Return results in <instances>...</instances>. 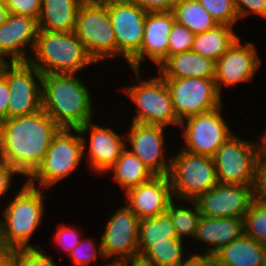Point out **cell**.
Masks as SVG:
<instances>
[{
  "instance_id": "6da1fadb",
  "label": "cell",
  "mask_w": 266,
  "mask_h": 266,
  "mask_svg": "<svg viewBox=\"0 0 266 266\" xmlns=\"http://www.w3.org/2000/svg\"><path fill=\"white\" fill-rule=\"evenodd\" d=\"M59 129L42 109L0 122V160L28 179L41 165Z\"/></svg>"
},
{
  "instance_id": "7a4b0ae2",
  "label": "cell",
  "mask_w": 266,
  "mask_h": 266,
  "mask_svg": "<svg viewBox=\"0 0 266 266\" xmlns=\"http://www.w3.org/2000/svg\"><path fill=\"white\" fill-rule=\"evenodd\" d=\"M78 74L42 76V110L60 128L78 129L94 121L91 91Z\"/></svg>"
},
{
  "instance_id": "3957f363",
  "label": "cell",
  "mask_w": 266,
  "mask_h": 266,
  "mask_svg": "<svg viewBox=\"0 0 266 266\" xmlns=\"http://www.w3.org/2000/svg\"><path fill=\"white\" fill-rule=\"evenodd\" d=\"M44 190L30 185L26 180L21 183L13 198H10L0 217V244L13 250L41 248L32 245L31 238L42 224L46 207Z\"/></svg>"
},
{
  "instance_id": "277c9868",
  "label": "cell",
  "mask_w": 266,
  "mask_h": 266,
  "mask_svg": "<svg viewBox=\"0 0 266 266\" xmlns=\"http://www.w3.org/2000/svg\"><path fill=\"white\" fill-rule=\"evenodd\" d=\"M29 63L43 75L78 74L97 64L74 32L38 30Z\"/></svg>"
},
{
  "instance_id": "5b68a950",
  "label": "cell",
  "mask_w": 266,
  "mask_h": 266,
  "mask_svg": "<svg viewBox=\"0 0 266 266\" xmlns=\"http://www.w3.org/2000/svg\"><path fill=\"white\" fill-rule=\"evenodd\" d=\"M141 71L133 70L135 85L120 88L136 106L131 122L179 128L181 122L174 111L166 81L158 73L143 79Z\"/></svg>"
},
{
  "instance_id": "8992f818",
  "label": "cell",
  "mask_w": 266,
  "mask_h": 266,
  "mask_svg": "<svg viewBox=\"0 0 266 266\" xmlns=\"http://www.w3.org/2000/svg\"><path fill=\"white\" fill-rule=\"evenodd\" d=\"M83 159V142L78 129L60 128L41 165L25 180L33 187L51 190L49 188L74 173Z\"/></svg>"
},
{
  "instance_id": "52a82bcc",
  "label": "cell",
  "mask_w": 266,
  "mask_h": 266,
  "mask_svg": "<svg viewBox=\"0 0 266 266\" xmlns=\"http://www.w3.org/2000/svg\"><path fill=\"white\" fill-rule=\"evenodd\" d=\"M74 33L96 63L117 58L112 21L102 0H85L80 5Z\"/></svg>"
},
{
  "instance_id": "ba28073f",
  "label": "cell",
  "mask_w": 266,
  "mask_h": 266,
  "mask_svg": "<svg viewBox=\"0 0 266 266\" xmlns=\"http://www.w3.org/2000/svg\"><path fill=\"white\" fill-rule=\"evenodd\" d=\"M172 152L169 179L173 198L195 200L218 184L212 157L197 155L180 148Z\"/></svg>"
},
{
  "instance_id": "9c48e42d",
  "label": "cell",
  "mask_w": 266,
  "mask_h": 266,
  "mask_svg": "<svg viewBox=\"0 0 266 266\" xmlns=\"http://www.w3.org/2000/svg\"><path fill=\"white\" fill-rule=\"evenodd\" d=\"M259 153L258 139L232 134L212 157L218 183L257 185Z\"/></svg>"
},
{
  "instance_id": "30bf717a",
  "label": "cell",
  "mask_w": 266,
  "mask_h": 266,
  "mask_svg": "<svg viewBox=\"0 0 266 266\" xmlns=\"http://www.w3.org/2000/svg\"><path fill=\"white\" fill-rule=\"evenodd\" d=\"M1 74L9 85L7 119L27 116L42 109L43 74L29 62L5 63Z\"/></svg>"
},
{
  "instance_id": "8fae6325",
  "label": "cell",
  "mask_w": 266,
  "mask_h": 266,
  "mask_svg": "<svg viewBox=\"0 0 266 266\" xmlns=\"http://www.w3.org/2000/svg\"><path fill=\"white\" fill-rule=\"evenodd\" d=\"M220 107L183 120L180 123L182 143L181 149L197 155L213 157L217 150L234 132L222 116Z\"/></svg>"
},
{
  "instance_id": "7c38bea8",
  "label": "cell",
  "mask_w": 266,
  "mask_h": 266,
  "mask_svg": "<svg viewBox=\"0 0 266 266\" xmlns=\"http://www.w3.org/2000/svg\"><path fill=\"white\" fill-rule=\"evenodd\" d=\"M163 79L170 91L173 108L180 122L189 117L212 111L225 101L216 87L214 78Z\"/></svg>"
},
{
  "instance_id": "4fadbf2b",
  "label": "cell",
  "mask_w": 266,
  "mask_h": 266,
  "mask_svg": "<svg viewBox=\"0 0 266 266\" xmlns=\"http://www.w3.org/2000/svg\"><path fill=\"white\" fill-rule=\"evenodd\" d=\"M108 7L117 43V59L129 63L140 51L147 11L130 0H102Z\"/></svg>"
},
{
  "instance_id": "5bb4252c",
  "label": "cell",
  "mask_w": 266,
  "mask_h": 266,
  "mask_svg": "<svg viewBox=\"0 0 266 266\" xmlns=\"http://www.w3.org/2000/svg\"><path fill=\"white\" fill-rule=\"evenodd\" d=\"M126 130V147L135 154L154 175H168L172 154L166 150V126L130 122ZM165 132V133H164ZM130 148H129V147Z\"/></svg>"
},
{
  "instance_id": "9a60e30c",
  "label": "cell",
  "mask_w": 266,
  "mask_h": 266,
  "mask_svg": "<svg viewBox=\"0 0 266 266\" xmlns=\"http://www.w3.org/2000/svg\"><path fill=\"white\" fill-rule=\"evenodd\" d=\"M101 233L103 253L108 261L119 262L125 258L138 255V237L140 219L126 205L115 209Z\"/></svg>"
},
{
  "instance_id": "2e32d148",
  "label": "cell",
  "mask_w": 266,
  "mask_h": 266,
  "mask_svg": "<svg viewBox=\"0 0 266 266\" xmlns=\"http://www.w3.org/2000/svg\"><path fill=\"white\" fill-rule=\"evenodd\" d=\"M93 122H88L78 128L83 142L84 156L87 155L85 156L87 166L92 172H95L94 175H107V171L126 148L125 132L122 136L121 133L114 131L116 129L113 127L110 128L107 125L103 127ZM88 135L90 138L87 139Z\"/></svg>"
},
{
  "instance_id": "e0dca14e",
  "label": "cell",
  "mask_w": 266,
  "mask_h": 266,
  "mask_svg": "<svg viewBox=\"0 0 266 266\" xmlns=\"http://www.w3.org/2000/svg\"><path fill=\"white\" fill-rule=\"evenodd\" d=\"M256 185L217 184L198 196L196 203L201 216L208 218H239L249 211L256 199Z\"/></svg>"
},
{
  "instance_id": "ac0fdd59",
  "label": "cell",
  "mask_w": 266,
  "mask_h": 266,
  "mask_svg": "<svg viewBox=\"0 0 266 266\" xmlns=\"http://www.w3.org/2000/svg\"><path fill=\"white\" fill-rule=\"evenodd\" d=\"M256 48L253 42L242 43L239 37L215 63L214 80L221 95L224 87L230 88L239 83L253 81L262 64Z\"/></svg>"
},
{
  "instance_id": "d6986e66",
  "label": "cell",
  "mask_w": 266,
  "mask_h": 266,
  "mask_svg": "<svg viewBox=\"0 0 266 266\" xmlns=\"http://www.w3.org/2000/svg\"><path fill=\"white\" fill-rule=\"evenodd\" d=\"M38 30L37 19L9 13L6 21L0 26V58L5 63L28 62Z\"/></svg>"
},
{
  "instance_id": "ffe728a7",
  "label": "cell",
  "mask_w": 266,
  "mask_h": 266,
  "mask_svg": "<svg viewBox=\"0 0 266 266\" xmlns=\"http://www.w3.org/2000/svg\"><path fill=\"white\" fill-rule=\"evenodd\" d=\"M173 12H147L144 39L139 53L127 64L132 70H142L148 59L156 68L168 56V35L175 22Z\"/></svg>"
},
{
  "instance_id": "44dd1931",
  "label": "cell",
  "mask_w": 266,
  "mask_h": 266,
  "mask_svg": "<svg viewBox=\"0 0 266 266\" xmlns=\"http://www.w3.org/2000/svg\"><path fill=\"white\" fill-rule=\"evenodd\" d=\"M124 197L123 203L126 202L139 219L163 214L173 199L169 176L155 175L148 182L127 190Z\"/></svg>"
},
{
  "instance_id": "7402d4cb",
  "label": "cell",
  "mask_w": 266,
  "mask_h": 266,
  "mask_svg": "<svg viewBox=\"0 0 266 266\" xmlns=\"http://www.w3.org/2000/svg\"><path fill=\"white\" fill-rule=\"evenodd\" d=\"M244 234V220L239 218H208L201 216L194 240L200 242L203 254H215ZM204 243V244H203ZM205 250V251H203Z\"/></svg>"
},
{
  "instance_id": "603a6c76",
  "label": "cell",
  "mask_w": 266,
  "mask_h": 266,
  "mask_svg": "<svg viewBox=\"0 0 266 266\" xmlns=\"http://www.w3.org/2000/svg\"><path fill=\"white\" fill-rule=\"evenodd\" d=\"M215 61L192 50L167 56L157 67L162 78H214Z\"/></svg>"
},
{
  "instance_id": "cb8c5ba5",
  "label": "cell",
  "mask_w": 266,
  "mask_h": 266,
  "mask_svg": "<svg viewBox=\"0 0 266 266\" xmlns=\"http://www.w3.org/2000/svg\"><path fill=\"white\" fill-rule=\"evenodd\" d=\"M85 0H41L39 30L74 32L77 13Z\"/></svg>"
},
{
  "instance_id": "d4e9b609",
  "label": "cell",
  "mask_w": 266,
  "mask_h": 266,
  "mask_svg": "<svg viewBox=\"0 0 266 266\" xmlns=\"http://www.w3.org/2000/svg\"><path fill=\"white\" fill-rule=\"evenodd\" d=\"M235 27L219 24L214 29L196 34L191 50L217 62L240 37Z\"/></svg>"
},
{
  "instance_id": "484cf974",
  "label": "cell",
  "mask_w": 266,
  "mask_h": 266,
  "mask_svg": "<svg viewBox=\"0 0 266 266\" xmlns=\"http://www.w3.org/2000/svg\"><path fill=\"white\" fill-rule=\"evenodd\" d=\"M110 172H113V181L119 184L124 193L130 188L148 182L155 176L127 147L122 151L114 165L107 171L108 174Z\"/></svg>"
},
{
  "instance_id": "4316f807",
  "label": "cell",
  "mask_w": 266,
  "mask_h": 266,
  "mask_svg": "<svg viewBox=\"0 0 266 266\" xmlns=\"http://www.w3.org/2000/svg\"><path fill=\"white\" fill-rule=\"evenodd\" d=\"M264 246L243 234L215 255L227 266H261Z\"/></svg>"
},
{
  "instance_id": "83f0119b",
  "label": "cell",
  "mask_w": 266,
  "mask_h": 266,
  "mask_svg": "<svg viewBox=\"0 0 266 266\" xmlns=\"http://www.w3.org/2000/svg\"><path fill=\"white\" fill-rule=\"evenodd\" d=\"M173 13L175 20L188 27L195 35L219 25L197 0H177Z\"/></svg>"
},
{
  "instance_id": "f1b7e54d",
  "label": "cell",
  "mask_w": 266,
  "mask_h": 266,
  "mask_svg": "<svg viewBox=\"0 0 266 266\" xmlns=\"http://www.w3.org/2000/svg\"><path fill=\"white\" fill-rule=\"evenodd\" d=\"M166 212L172 219L179 240L187 242V238L190 239L191 237L194 239L198 221L201 218V213L194 200H180L173 198L170 201Z\"/></svg>"
},
{
  "instance_id": "f546056e",
  "label": "cell",
  "mask_w": 266,
  "mask_h": 266,
  "mask_svg": "<svg viewBox=\"0 0 266 266\" xmlns=\"http://www.w3.org/2000/svg\"><path fill=\"white\" fill-rule=\"evenodd\" d=\"M178 239L170 215L165 212L151 218L140 219L138 247L143 254L156 242Z\"/></svg>"
},
{
  "instance_id": "4dcf8cb0",
  "label": "cell",
  "mask_w": 266,
  "mask_h": 266,
  "mask_svg": "<svg viewBox=\"0 0 266 266\" xmlns=\"http://www.w3.org/2000/svg\"><path fill=\"white\" fill-rule=\"evenodd\" d=\"M185 245L188 246L185 241L167 239L151 245L143 255L155 266H177L191 253Z\"/></svg>"
},
{
  "instance_id": "1f68e13d",
  "label": "cell",
  "mask_w": 266,
  "mask_h": 266,
  "mask_svg": "<svg viewBox=\"0 0 266 266\" xmlns=\"http://www.w3.org/2000/svg\"><path fill=\"white\" fill-rule=\"evenodd\" d=\"M243 220L244 234L266 246V203L255 199Z\"/></svg>"
},
{
  "instance_id": "d6a6232c",
  "label": "cell",
  "mask_w": 266,
  "mask_h": 266,
  "mask_svg": "<svg viewBox=\"0 0 266 266\" xmlns=\"http://www.w3.org/2000/svg\"><path fill=\"white\" fill-rule=\"evenodd\" d=\"M98 242V244L95 243L93 238H82L80 243L66 256H69V261L71 259L72 264L75 266H92L93 263L97 262L98 257L100 260L105 261L106 263L103 262V264H96L95 266H106L109 262L103 253L101 240Z\"/></svg>"
},
{
  "instance_id": "836d02e7",
  "label": "cell",
  "mask_w": 266,
  "mask_h": 266,
  "mask_svg": "<svg viewBox=\"0 0 266 266\" xmlns=\"http://www.w3.org/2000/svg\"><path fill=\"white\" fill-rule=\"evenodd\" d=\"M219 23L234 27L240 21L234 0H197Z\"/></svg>"
},
{
  "instance_id": "e575fe53",
  "label": "cell",
  "mask_w": 266,
  "mask_h": 266,
  "mask_svg": "<svg viewBox=\"0 0 266 266\" xmlns=\"http://www.w3.org/2000/svg\"><path fill=\"white\" fill-rule=\"evenodd\" d=\"M194 38L195 34L188 27L175 21L168 35V56L191 50Z\"/></svg>"
},
{
  "instance_id": "d590c367",
  "label": "cell",
  "mask_w": 266,
  "mask_h": 266,
  "mask_svg": "<svg viewBox=\"0 0 266 266\" xmlns=\"http://www.w3.org/2000/svg\"><path fill=\"white\" fill-rule=\"evenodd\" d=\"M14 259L17 266H57L54 258L41 248L16 249Z\"/></svg>"
},
{
  "instance_id": "8d00e7d4",
  "label": "cell",
  "mask_w": 266,
  "mask_h": 266,
  "mask_svg": "<svg viewBox=\"0 0 266 266\" xmlns=\"http://www.w3.org/2000/svg\"><path fill=\"white\" fill-rule=\"evenodd\" d=\"M57 231L53 235V243L56 244L59 249L65 250V254H69L81 241L82 232L81 229L73 227V225H66L61 222L57 225ZM80 231V232H79Z\"/></svg>"
},
{
  "instance_id": "74e56055",
  "label": "cell",
  "mask_w": 266,
  "mask_h": 266,
  "mask_svg": "<svg viewBox=\"0 0 266 266\" xmlns=\"http://www.w3.org/2000/svg\"><path fill=\"white\" fill-rule=\"evenodd\" d=\"M5 5L9 13L31 16L37 20L41 14V0H6Z\"/></svg>"
},
{
  "instance_id": "f35d334b",
  "label": "cell",
  "mask_w": 266,
  "mask_h": 266,
  "mask_svg": "<svg viewBox=\"0 0 266 266\" xmlns=\"http://www.w3.org/2000/svg\"><path fill=\"white\" fill-rule=\"evenodd\" d=\"M234 3L240 21L249 15L266 20V0H234Z\"/></svg>"
},
{
  "instance_id": "ab89813d",
  "label": "cell",
  "mask_w": 266,
  "mask_h": 266,
  "mask_svg": "<svg viewBox=\"0 0 266 266\" xmlns=\"http://www.w3.org/2000/svg\"><path fill=\"white\" fill-rule=\"evenodd\" d=\"M147 12H173L177 0H130Z\"/></svg>"
},
{
  "instance_id": "60d3db41",
  "label": "cell",
  "mask_w": 266,
  "mask_h": 266,
  "mask_svg": "<svg viewBox=\"0 0 266 266\" xmlns=\"http://www.w3.org/2000/svg\"><path fill=\"white\" fill-rule=\"evenodd\" d=\"M19 174L0 160V200L10 191L14 176Z\"/></svg>"
},
{
  "instance_id": "b9f144b4",
  "label": "cell",
  "mask_w": 266,
  "mask_h": 266,
  "mask_svg": "<svg viewBox=\"0 0 266 266\" xmlns=\"http://www.w3.org/2000/svg\"><path fill=\"white\" fill-rule=\"evenodd\" d=\"M255 194L258 201L266 203V156H259L258 177Z\"/></svg>"
},
{
  "instance_id": "7bdbcfd3",
  "label": "cell",
  "mask_w": 266,
  "mask_h": 266,
  "mask_svg": "<svg viewBox=\"0 0 266 266\" xmlns=\"http://www.w3.org/2000/svg\"><path fill=\"white\" fill-rule=\"evenodd\" d=\"M9 95L10 92L7 80L0 73V122L7 120Z\"/></svg>"
},
{
  "instance_id": "ee69618b",
  "label": "cell",
  "mask_w": 266,
  "mask_h": 266,
  "mask_svg": "<svg viewBox=\"0 0 266 266\" xmlns=\"http://www.w3.org/2000/svg\"><path fill=\"white\" fill-rule=\"evenodd\" d=\"M119 266H155L143 254L134 255L118 262Z\"/></svg>"
},
{
  "instance_id": "f6af8a7d",
  "label": "cell",
  "mask_w": 266,
  "mask_h": 266,
  "mask_svg": "<svg viewBox=\"0 0 266 266\" xmlns=\"http://www.w3.org/2000/svg\"><path fill=\"white\" fill-rule=\"evenodd\" d=\"M177 266H202V253H201V250L196 251V249H195V252H193V253L191 252V254H189Z\"/></svg>"
},
{
  "instance_id": "bcb514c9",
  "label": "cell",
  "mask_w": 266,
  "mask_h": 266,
  "mask_svg": "<svg viewBox=\"0 0 266 266\" xmlns=\"http://www.w3.org/2000/svg\"><path fill=\"white\" fill-rule=\"evenodd\" d=\"M13 249L0 244V266H6L14 258Z\"/></svg>"
},
{
  "instance_id": "7dc6e473",
  "label": "cell",
  "mask_w": 266,
  "mask_h": 266,
  "mask_svg": "<svg viewBox=\"0 0 266 266\" xmlns=\"http://www.w3.org/2000/svg\"><path fill=\"white\" fill-rule=\"evenodd\" d=\"M202 266H227L215 254L202 253Z\"/></svg>"
},
{
  "instance_id": "c3c4849f",
  "label": "cell",
  "mask_w": 266,
  "mask_h": 266,
  "mask_svg": "<svg viewBox=\"0 0 266 266\" xmlns=\"http://www.w3.org/2000/svg\"><path fill=\"white\" fill-rule=\"evenodd\" d=\"M266 129V126H265ZM259 143V156H266V130L261 133L260 137L257 138Z\"/></svg>"
},
{
  "instance_id": "681fc988",
  "label": "cell",
  "mask_w": 266,
  "mask_h": 266,
  "mask_svg": "<svg viewBox=\"0 0 266 266\" xmlns=\"http://www.w3.org/2000/svg\"><path fill=\"white\" fill-rule=\"evenodd\" d=\"M9 11L6 8L5 2H0V26L6 21Z\"/></svg>"
},
{
  "instance_id": "f907efd6",
  "label": "cell",
  "mask_w": 266,
  "mask_h": 266,
  "mask_svg": "<svg viewBox=\"0 0 266 266\" xmlns=\"http://www.w3.org/2000/svg\"><path fill=\"white\" fill-rule=\"evenodd\" d=\"M261 266H266V246H264L262 259H261Z\"/></svg>"
},
{
  "instance_id": "816d5d0a",
  "label": "cell",
  "mask_w": 266,
  "mask_h": 266,
  "mask_svg": "<svg viewBox=\"0 0 266 266\" xmlns=\"http://www.w3.org/2000/svg\"><path fill=\"white\" fill-rule=\"evenodd\" d=\"M6 266H17L15 259L13 258Z\"/></svg>"
},
{
  "instance_id": "f5cc1de1",
  "label": "cell",
  "mask_w": 266,
  "mask_h": 266,
  "mask_svg": "<svg viewBox=\"0 0 266 266\" xmlns=\"http://www.w3.org/2000/svg\"><path fill=\"white\" fill-rule=\"evenodd\" d=\"M106 266H119L118 262H111L108 263Z\"/></svg>"
},
{
  "instance_id": "db71d44e",
  "label": "cell",
  "mask_w": 266,
  "mask_h": 266,
  "mask_svg": "<svg viewBox=\"0 0 266 266\" xmlns=\"http://www.w3.org/2000/svg\"><path fill=\"white\" fill-rule=\"evenodd\" d=\"M4 64H5V62L0 58V73H1V69H2Z\"/></svg>"
}]
</instances>
